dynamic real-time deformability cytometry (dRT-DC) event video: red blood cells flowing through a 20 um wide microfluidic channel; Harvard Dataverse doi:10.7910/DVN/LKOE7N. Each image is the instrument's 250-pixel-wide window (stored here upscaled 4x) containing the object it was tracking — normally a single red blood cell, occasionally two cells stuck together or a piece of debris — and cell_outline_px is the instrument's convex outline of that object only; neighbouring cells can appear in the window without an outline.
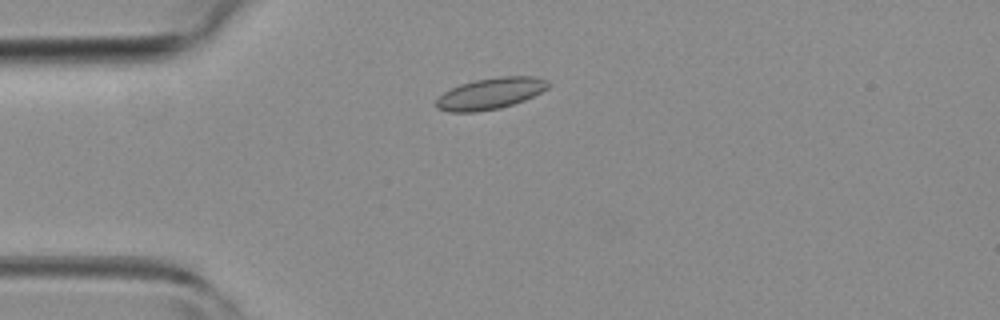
{"species": "common noctule bat (a hibernating species)", "species_latin": "Nyctalus noctula", "temperature_condition": "room temperature", "stored_images_in_passage": 2, "camera_frame_rate_fps": 3000, "um_per_image_px": 0.085, "animal": {"sex": "female", "body_mass_g": 19.3, "forearm_length_mm": 54.1}, "frame": {"image": 1, "passage_image": 1, "time_ms": 0.0, "image_size_px": [1000, 320], "cell_outline_px": [[552, 84], [548, 88], [524, 100], [500, 108], [476, 112], [448, 112], [436, 108], [436, 100], [444, 92], [460, 84], [476, 80], [500, 76], [536, 76], [548, 80]], "centroid_in_image_um": [41.7, 7.94], "position_along_channel_um": 43.3, "area_um2": 20.46}}